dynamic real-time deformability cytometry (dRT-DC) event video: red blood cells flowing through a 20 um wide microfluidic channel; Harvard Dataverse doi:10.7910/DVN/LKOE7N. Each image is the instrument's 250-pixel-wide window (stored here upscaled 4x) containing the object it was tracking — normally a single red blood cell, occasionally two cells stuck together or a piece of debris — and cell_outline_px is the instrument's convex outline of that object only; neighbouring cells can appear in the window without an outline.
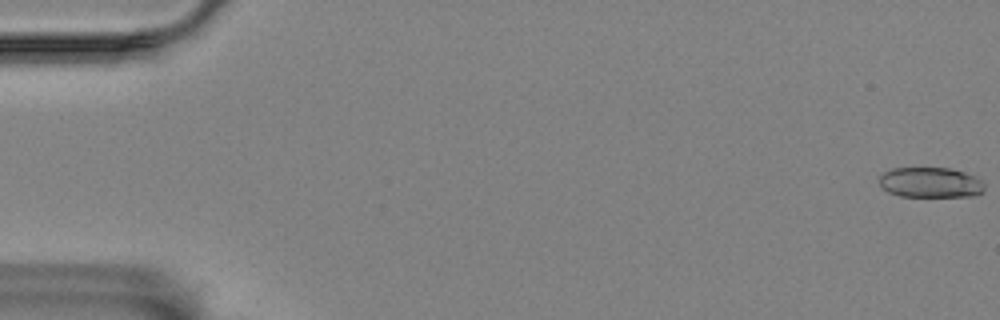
{"species": "Egyptian fruit bat (a non-hibernating species)", "species_latin": "Rousettus aegyptiacus", "temperature_condition": "room temperature", "stored_images_in_passage": 57, "camera_frame_rate_fps": 3000, "um_per_image_px": 0.085, "animal": {"sex": "female"}, "frame": {"image": 1, "passage_image": 1, "time_ms": 0.0, "image_size_px": [1000, 320], "cell_outline_px": [[984, 192], [972, 196], [900, 196], [888, 192], [880, 184], [880, 176], [884, 172], [892, 168], [952, 168], [964, 172], [980, 180], [984, 184]], "centroid_in_image_um": [79.09, 15.51], "position_along_channel_um": 5.9, "area_um2": 18.44}}
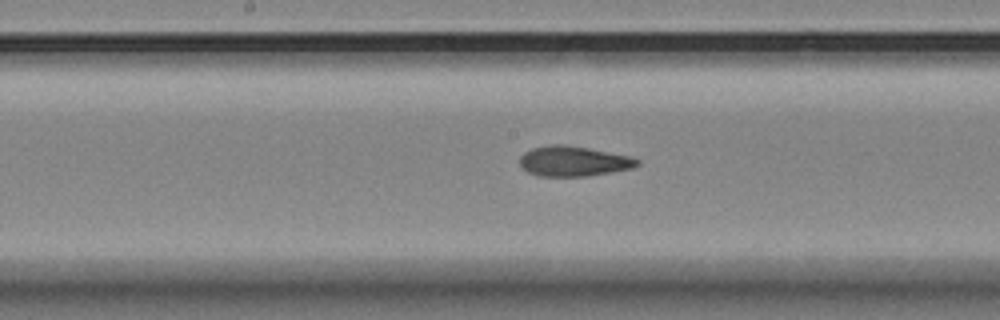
{"frame": {"image": 2, "passage_image": 30, "time_ms": 9.667, "image_size_px": [1000, 320], "cell_outline_px": [[640, 164], [632, 168], [612, 172], [588, 176], [540, 176], [528, 172], [520, 164], [520, 156], [524, 152], [532, 148], [548, 144], [564, 144], [588, 148], [632, 156], [640, 160]], "centroid_in_image_um": [48.77, 13.69], "position_along_channel_um": 199.4, "area_um2": 20.75}}
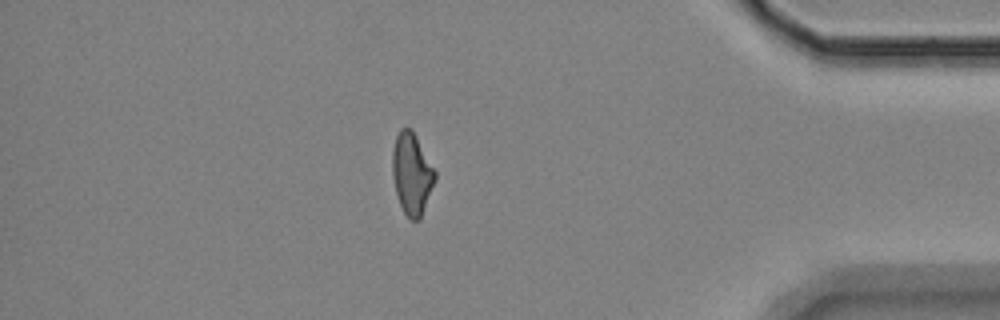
{"frame": {"image": 3, "passage_image": 50, "time_ms": 16.333, "image_size_px": [1000, 320], "cell_outline_px": [[436, 180], [420, 220], [412, 220], [404, 212], [400, 204], [396, 192], [392, 176], [392, 152], [396, 136], [400, 128], [412, 128], [436, 172]], "centroid_in_image_um": [35.01, 14.75], "position_along_channel_um": 400.2, "area_um2": 20.29}, "authors_computed_cell_mechanics": {"area_um2": 20.2878, "velocity_mm_per_s": 3.5306, "shape_relaxation_time_tau1_ms": null, "shape_relaxation_time_tau2_ms": 3.4736, "deformation_change_tau1": null, "deformation_change_tau2": 0.1092}}